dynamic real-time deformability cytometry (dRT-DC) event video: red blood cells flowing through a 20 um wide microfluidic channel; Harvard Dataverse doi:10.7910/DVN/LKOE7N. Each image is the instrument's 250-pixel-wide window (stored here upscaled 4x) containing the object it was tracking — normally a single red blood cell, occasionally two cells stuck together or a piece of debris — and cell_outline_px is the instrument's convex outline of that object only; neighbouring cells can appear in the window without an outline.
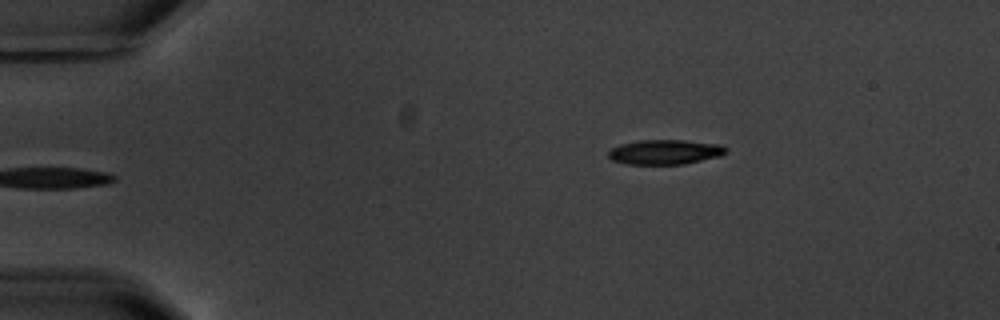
{"species": "common noctule bat (a hibernating species)", "species_latin": "Nyctalus noctula", "temperature_condition": "warm", "stored_images_in_passage": 4, "camera_frame_rate_fps": 3000, "um_per_image_px": 0.085, "animal": {"sex": "male", "body_mass_g": 20.1, "forearm_length_mm": 53.5}, "frame": {"image": 1, "passage_image": 1, "time_ms": 0.0, "image_size_px": [1000, 320], "cell_outline_px": [[728, 152], [720, 156], [684, 164], [628, 164], [612, 160], [608, 156], [608, 152], [612, 148], [620, 144], [640, 140], [684, 140], [720, 144], [728, 148]], "centroid_in_image_um": [56.55, 12.92], "position_along_channel_um": 28.4, "area_um2": 16.99}}
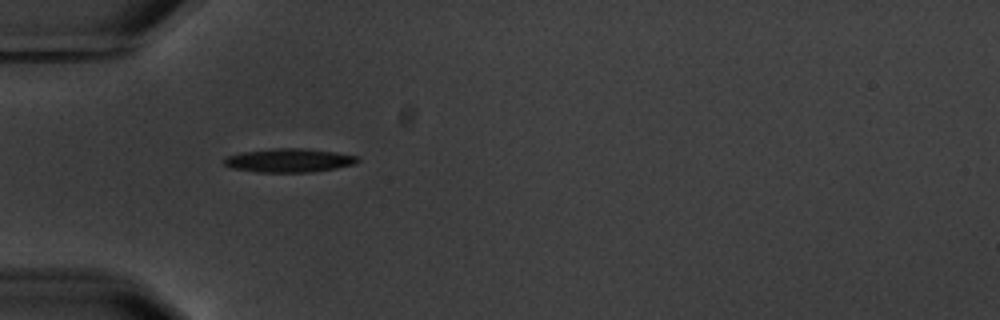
{"frame": {"image": 2, "passage_image": 3, "time_ms": 2.667, "image_size_px": [1000, 320], "cell_outline_px": [[360, 160], [356, 164], [336, 168], [312, 172], [256, 172], [232, 168], [224, 164], [224, 160], [228, 156], [244, 152], [276, 148], [304, 148], [336, 152], [360, 156]], "centroid_in_image_um": [24.64, 13.63], "position_along_channel_um": 60.4, "area_um2": 18.44}}
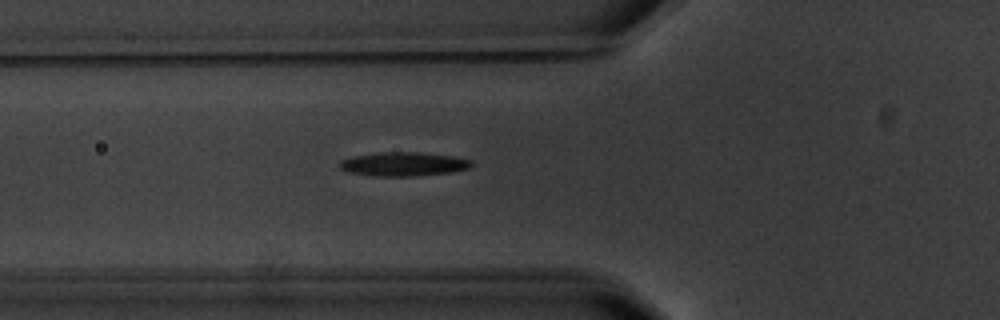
{"frame": {"image": 3, "passage_image": 4, "time_ms": 3.667, "image_size_px": [1000, 320], "cell_outline_px": [[472, 164], [468, 168], [448, 172], [412, 176], [376, 176], [348, 172], [340, 168], [340, 160], [352, 156], [384, 152], [416, 152], [452, 156], [472, 160]], "centroid_in_image_um": [34.25, 13.94], "position_along_channel_um": 91.5, "area_um2": 18.09}}